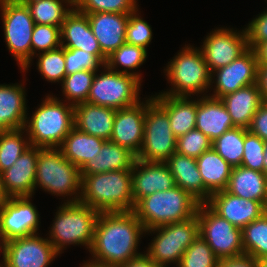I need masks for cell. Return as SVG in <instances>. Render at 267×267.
Masks as SVG:
<instances>
[{"mask_svg":"<svg viewBox=\"0 0 267 267\" xmlns=\"http://www.w3.org/2000/svg\"><path fill=\"white\" fill-rule=\"evenodd\" d=\"M145 234L144 226L133 211L101 212L94 230L93 244L89 250L93 264L119 267L139 257V242Z\"/></svg>","mask_w":267,"mask_h":267,"instance_id":"6da1fadb","label":"cell"},{"mask_svg":"<svg viewBox=\"0 0 267 267\" xmlns=\"http://www.w3.org/2000/svg\"><path fill=\"white\" fill-rule=\"evenodd\" d=\"M80 202L101 212L133 211L131 170L80 174Z\"/></svg>","mask_w":267,"mask_h":267,"instance_id":"7a4b0ae2","label":"cell"},{"mask_svg":"<svg viewBox=\"0 0 267 267\" xmlns=\"http://www.w3.org/2000/svg\"><path fill=\"white\" fill-rule=\"evenodd\" d=\"M59 98L48 94L31 118L27 116L24 128L30 146L59 148L74 128V106Z\"/></svg>","mask_w":267,"mask_h":267,"instance_id":"3957f363","label":"cell"},{"mask_svg":"<svg viewBox=\"0 0 267 267\" xmlns=\"http://www.w3.org/2000/svg\"><path fill=\"white\" fill-rule=\"evenodd\" d=\"M180 51V52H179ZM164 68L170 89L161 93L173 97L206 96L211 86V72L202 50L185 44ZM208 90V91H207ZM205 92V93H204ZM201 94V95H200ZM193 95V96H192Z\"/></svg>","mask_w":267,"mask_h":267,"instance_id":"277c9868","label":"cell"},{"mask_svg":"<svg viewBox=\"0 0 267 267\" xmlns=\"http://www.w3.org/2000/svg\"><path fill=\"white\" fill-rule=\"evenodd\" d=\"M199 204L188 192L174 186L141 198L133 212L147 230L188 220L196 215Z\"/></svg>","mask_w":267,"mask_h":267,"instance_id":"5b68a950","label":"cell"},{"mask_svg":"<svg viewBox=\"0 0 267 267\" xmlns=\"http://www.w3.org/2000/svg\"><path fill=\"white\" fill-rule=\"evenodd\" d=\"M81 183L80 169L63 156L59 148L40 149L37 158L34 192L40 187L45 192L56 195V197L63 196L65 199L67 196L64 203L79 202Z\"/></svg>","mask_w":267,"mask_h":267,"instance_id":"8992f818","label":"cell"},{"mask_svg":"<svg viewBox=\"0 0 267 267\" xmlns=\"http://www.w3.org/2000/svg\"><path fill=\"white\" fill-rule=\"evenodd\" d=\"M48 240L60 255L69 245H82L90 250L99 212L79 202L60 204L55 213Z\"/></svg>","mask_w":267,"mask_h":267,"instance_id":"52a82bcc","label":"cell"},{"mask_svg":"<svg viewBox=\"0 0 267 267\" xmlns=\"http://www.w3.org/2000/svg\"><path fill=\"white\" fill-rule=\"evenodd\" d=\"M149 233L156 236L144 253L161 267H169L172 263L177 267L185 250L199 236L197 214L182 222L145 230L146 235Z\"/></svg>","mask_w":267,"mask_h":267,"instance_id":"ba28073f","label":"cell"},{"mask_svg":"<svg viewBox=\"0 0 267 267\" xmlns=\"http://www.w3.org/2000/svg\"><path fill=\"white\" fill-rule=\"evenodd\" d=\"M4 40L21 72L31 67V41L35 22L22 0H0Z\"/></svg>","mask_w":267,"mask_h":267,"instance_id":"9c48e42d","label":"cell"},{"mask_svg":"<svg viewBox=\"0 0 267 267\" xmlns=\"http://www.w3.org/2000/svg\"><path fill=\"white\" fill-rule=\"evenodd\" d=\"M100 71V74L96 71L88 103L119 110L142 100L140 79L131 74L113 71L106 65Z\"/></svg>","mask_w":267,"mask_h":267,"instance_id":"30bf717a","label":"cell"},{"mask_svg":"<svg viewBox=\"0 0 267 267\" xmlns=\"http://www.w3.org/2000/svg\"><path fill=\"white\" fill-rule=\"evenodd\" d=\"M176 142L166 111L149 96L145 100L144 137L137 159L166 162L176 152Z\"/></svg>","mask_w":267,"mask_h":267,"instance_id":"8fae6325","label":"cell"},{"mask_svg":"<svg viewBox=\"0 0 267 267\" xmlns=\"http://www.w3.org/2000/svg\"><path fill=\"white\" fill-rule=\"evenodd\" d=\"M199 235L208 243L219 259L244 254L242 229L218 215L207 203L197 209Z\"/></svg>","mask_w":267,"mask_h":267,"instance_id":"7c38bea8","label":"cell"},{"mask_svg":"<svg viewBox=\"0 0 267 267\" xmlns=\"http://www.w3.org/2000/svg\"><path fill=\"white\" fill-rule=\"evenodd\" d=\"M258 56L256 50L248 48L229 65L211 72L212 94L214 98H221L238 89L257 83Z\"/></svg>","mask_w":267,"mask_h":267,"instance_id":"4fadbf2b","label":"cell"},{"mask_svg":"<svg viewBox=\"0 0 267 267\" xmlns=\"http://www.w3.org/2000/svg\"><path fill=\"white\" fill-rule=\"evenodd\" d=\"M200 47L210 72L229 65L249 48L245 28L230 27L213 29Z\"/></svg>","mask_w":267,"mask_h":267,"instance_id":"5bb4252c","label":"cell"},{"mask_svg":"<svg viewBox=\"0 0 267 267\" xmlns=\"http://www.w3.org/2000/svg\"><path fill=\"white\" fill-rule=\"evenodd\" d=\"M30 197H13L0 207V232L6 241L37 234L40 215Z\"/></svg>","mask_w":267,"mask_h":267,"instance_id":"9a60e30c","label":"cell"},{"mask_svg":"<svg viewBox=\"0 0 267 267\" xmlns=\"http://www.w3.org/2000/svg\"><path fill=\"white\" fill-rule=\"evenodd\" d=\"M7 267H48L58 257L52 243L38 233L7 241Z\"/></svg>","mask_w":267,"mask_h":267,"instance_id":"2e32d148","label":"cell"},{"mask_svg":"<svg viewBox=\"0 0 267 267\" xmlns=\"http://www.w3.org/2000/svg\"><path fill=\"white\" fill-rule=\"evenodd\" d=\"M207 204L218 215L241 229L267 211L261 202L240 198L225 190L211 194Z\"/></svg>","mask_w":267,"mask_h":267,"instance_id":"e0dca14e","label":"cell"},{"mask_svg":"<svg viewBox=\"0 0 267 267\" xmlns=\"http://www.w3.org/2000/svg\"><path fill=\"white\" fill-rule=\"evenodd\" d=\"M145 100L116 110L110 141L129 149L136 156L144 137Z\"/></svg>","mask_w":267,"mask_h":267,"instance_id":"ac0fdd59","label":"cell"},{"mask_svg":"<svg viewBox=\"0 0 267 267\" xmlns=\"http://www.w3.org/2000/svg\"><path fill=\"white\" fill-rule=\"evenodd\" d=\"M131 172L134 205L141 198L176 186L171 170L165 162H144L137 159Z\"/></svg>","mask_w":267,"mask_h":267,"instance_id":"d6986e66","label":"cell"},{"mask_svg":"<svg viewBox=\"0 0 267 267\" xmlns=\"http://www.w3.org/2000/svg\"><path fill=\"white\" fill-rule=\"evenodd\" d=\"M40 147H28L13 165L2 172L5 190L10 198L34 196L37 158Z\"/></svg>","mask_w":267,"mask_h":267,"instance_id":"ffe728a7","label":"cell"},{"mask_svg":"<svg viewBox=\"0 0 267 267\" xmlns=\"http://www.w3.org/2000/svg\"><path fill=\"white\" fill-rule=\"evenodd\" d=\"M87 15L92 33L102 53L109 57L126 42V26L130 13L95 12Z\"/></svg>","mask_w":267,"mask_h":267,"instance_id":"44dd1931","label":"cell"},{"mask_svg":"<svg viewBox=\"0 0 267 267\" xmlns=\"http://www.w3.org/2000/svg\"><path fill=\"white\" fill-rule=\"evenodd\" d=\"M61 46L68 49H81L93 54L103 65L107 57L102 53L99 43L92 33L86 14L75 7L66 16L61 26Z\"/></svg>","mask_w":267,"mask_h":267,"instance_id":"7402d4cb","label":"cell"},{"mask_svg":"<svg viewBox=\"0 0 267 267\" xmlns=\"http://www.w3.org/2000/svg\"><path fill=\"white\" fill-rule=\"evenodd\" d=\"M24 83L0 84V132L25 127L28 102Z\"/></svg>","mask_w":267,"mask_h":267,"instance_id":"603a6c76","label":"cell"},{"mask_svg":"<svg viewBox=\"0 0 267 267\" xmlns=\"http://www.w3.org/2000/svg\"><path fill=\"white\" fill-rule=\"evenodd\" d=\"M195 128L202 131L213 142L235 126L221 99L206 95L197 97Z\"/></svg>","mask_w":267,"mask_h":267,"instance_id":"cb8c5ba5","label":"cell"},{"mask_svg":"<svg viewBox=\"0 0 267 267\" xmlns=\"http://www.w3.org/2000/svg\"><path fill=\"white\" fill-rule=\"evenodd\" d=\"M116 110L88 102L74 106V127L91 136L110 140Z\"/></svg>","mask_w":267,"mask_h":267,"instance_id":"d4e9b609","label":"cell"},{"mask_svg":"<svg viewBox=\"0 0 267 267\" xmlns=\"http://www.w3.org/2000/svg\"><path fill=\"white\" fill-rule=\"evenodd\" d=\"M165 163L171 170L176 186L188 192L200 204L208 202L212 193L204 186L196 158L175 152Z\"/></svg>","mask_w":267,"mask_h":267,"instance_id":"484cf974","label":"cell"},{"mask_svg":"<svg viewBox=\"0 0 267 267\" xmlns=\"http://www.w3.org/2000/svg\"><path fill=\"white\" fill-rule=\"evenodd\" d=\"M235 127L248 129L254 114L263 103L258 84L244 86L220 98Z\"/></svg>","mask_w":267,"mask_h":267,"instance_id":"4316f807","label":"cell"},{"mask_svg":"<svg viewBox=\"0 0 267 267\" xmlns=\"http://www.w3.org/2000/svg\"><path fill=\"white\" fill-rule=\"evenodd\" d=\"M153 99L166 111L176 138L196 127L197 100L192 97H173L155 94Z\"/></svg>","mask_w":267,"mask_h":267,"instance_id":"83f0119b","label":"cell"},{"mask_svg":"<svg viewBox=\"0 0 267 267\" xmlns=\"http://www.w3.org/2000/svg\"><path fill=\"white\" fill-rule=\"evenodd\" d=\"M240 198L261 202L267 209V175L243 166L232 168L225 189Z\"/></svg>","mask_w":267,"mask_h":267,"instance_id":"f1b7e54d","label":"cell"},{"mask_svg":"<svg viewBox=\"0 0 267 267\" xmlns=\"http://www.w3.org/2000/svg\"><path fill=\"white\" fill-rule=\"evenodd\" d=\"M137 156L124 147L106 140L99 154L89 160L81 169L80 174H97L114 170H132Z\"/></svg>","mask_w":267,"mask_h":267,"instance_id":"f546056e","label":"cell"},{"mask_svg":"<svg viewBox=\"0 0 267 267\" xmlns=\"http://www.w3.org/2000/svg\"><path fill=\"white\" fill-rule=\"evenodd\" d=\"M106 140L91 136L75 127L65 137L59 149L69 161L81 169L89 160L94 159Z\"/></svg>","mask_w":267,"mask_h":267,"instance_id":"4dcf8cb0","label":"cell"},{"mask_svg":"<svg viewBox=\"0 0 267 267\" xmlns=\"http://www.w3.org/2000/svg\"><path fill=\"white\" fill-rule=\"evenodd\" d=\"M196 163L204 186L212 194L226 189L233 167L213 148L202 153Z\"/></svg>","mask_w":267,"mask_h":267,"instance_id":"1f68e13d","label":"cell"},{"mask_svg":"<svg viewBox=\"0 0 267 267\" xmlns=\"http://www.w3.org/2000/svg\"><path fill=\"white\" fill-rule=\"evenodd\" d=\"M29 8L35 24L61 27L74 9L73 0H22ZM70 7V8H69Z\"/></svg>","mask_w":267,"mask_h":267,"instance_id":"d6a6232c","label":"cell"},{"mask_svg":"<svg viewBox=\"0 0 267 267\" xmlns=\"http://www.w3.org/2000/svg\"><path fill=\"white\" fill-rule=\"evenodd\" d=\"M148 53L140 46L124 43L109 57H107L106 66L116 72L131 74L143 81L142 74L134 69H138L145 63ZM123 67V69H121ZM121 69V70H119Z\"/></svg>","mask_w":267,"mask_h":267,"instance_id":"836d02e7","label":"cell"},{"mask_svg":"<svg viewBox=\"0 0 267 267\" xmlns=\"http://www.w3.org/2000/svg\"><path fill=\"white\" fill-rule=\"evenodd\" d=\"M248 129L235 127L212 142V148L233 168L241 166L244 152V135Z\"/></svg>","mask_w":267,"mask_h":267,"instance_id":"e575fe53","label":"cell"},{"mask_svg":"<svg viewBox=\"0 0 267 267\" xmlns=\"http://www.w3.org/2000/svg\"><path fill=\"white\" fill-rule=\"evenodd\" d=\"M28 147L30 143L25 128L1 131L0 173L10 168Z\"/></svg>","mask_w":267,"mask_h":267,"instance_id":"d590c367","label":"cell"},{"mask_svg":"<svg viewBox=\"0 0 267 267\" xmlns=\"http://www.w3.org/2000/svg\"><path fill=\"white\" fill-rule=\"evenodd\" d=\"M244 254L256 260L267 257V211L242 229Z\"/></svg>","mask_w":267,"mask_h":267,"instance_id":"8d00e7d4","label":"cell"},{"mask_svg":"<svg viewBox=\"0 0 267 267\" xmlns=\"http://www.w3.org/2000/svg\"><path fill=\"white\" fill-rule=\"evenodd\" d=\"M95 74L96 71L82 70L65 76L61 83L62 101L73 106L87 102Z\"/></svg>","mask_w":267,"mask_h":267,"instance_id":"74e56055","label":"cell"},{"mask_svg":"<svg viewBox=\"0 0 267 267\" xmlns=\"http://www.w3.org/2000/svg\"><path fill=\"white\" fill-rule=\"evenodd\" d=\"M37 69L41 76L51 83H62L66 76V63L64 57V47L36 54Z\"/></svg>","mask_w":267,"mask_h":267,"instance_id":"f35d334b","label":"cell"},{"mask_svg":"<svg viewBox=\"0 0 267 267\" xmlns=\"http://www.w3.org/2000/svg\"><path fill=\"white\" fill-rule=\"evenodd\" d=\"M219 260L199 235L185 250L177 267H217Z\"/></svg>","mask_w":267,"mask_h":267,"instance_id":"ab89813d","label":"cell"},{"mask_svg":"<svg viewBox=\"0 0 267 267\" xmlns=\"http://www.w3.org/2000/svg\"><path fill=\"white\" fill-rule=\"evenodd\" d=\"M138 0H75V8L81 13L110 12L133 13Z\"/></svg>","mask_w":267,"mask_h":267,"instance_id":"60d3db41","label":"cell"},{"mask_svg":"<svg viewBox=\"0 0 267 267\" xmlns=\"http://www.w3.org/2000/svg\"><path fill=\"white\" fill-rule=\"evenodd\" d=\"M59 47H61V27L35 24L31 41V62L36 54Z\"/></svg>","mask_w":267,"mask_h":267,"instance_id":"b9f144b4","label":"cell"},{"mask_svg":"<svg viewBox=\"0 0 267 267\" xmlns=\"http://www.w3.org/2000/svg\"><path fill=\"white\" fill-rule=\"evenodd\" d=\"M211 148L212 141L196 128L177 138L176 142L177 153L196 159Z\"/></svg>","mask_w":267,"mask_h":267,"instance_id":"7bdbcfd3","label":"cell"},{"mask_svg":"<svg viewBox=\"0 0 267 267\" xmlns=\"http://www.w3.org/2000/svg\"><path fill=\"white\" fill-rule=\"evenodd\" d=\"M139 14V9L129 14L126 26V43L140 46L147 50L153 38V32L151 25Z\"/></svg>","mask_w":267,"mask_h":267,"instance_id":"ee69618b","label":"cell"},{"mask_svg":"<svg viewBox=\"0 0 267 267\" xmlns=\"http://www.w3.org/2000/svg\"><path fill=\"white\" fill-rule=\"evenodd\" d=\"M244 152L241 166L263 173L265 141L249 130L244 135Z\"/></svg>","mask_w":267,"mask_h":267,"instance_id":"f6af8a7d","label":"cell"},{"mask_svg":"<svg viewBox=\"0 0 267 267\" xmlns=\"http://www.w3.org/2000/svg\"><path fill=\"white\" fill-rule=\"evenodd\" d=\"M66 76L82 70L99 71L104 66L93 54L81 49L64 48Z\"/></svg>","mask_w":267,"mask_h":267,"instance_id":"bcb514c9","label":"cell"},{"mask_svg":"<svg viewBox=\"0 0 267 267\" xmlns=\"http://www.w3.org/2000/svg\"><path fill=\"white\" fill-rule=\"evenodd\" d=\"M256 16L246 25L247 27H244L247 34L248 47L254 50L262 43L267 42V9Z\"/></svg>","mask_w":267,"mask_h":267,"instance_id":"7dc6e473","label":"cell"},{"mask_svg":"<svg viewBox=\"0 0 267 267\" xmlns=\"http://www.w3.org/2000/svg\"><path fill=\"white\" fill-rule=\"evenodd\" d=\"M248 130L267 141V102H263L254 114Z\"/></svg>","mask_w":267,"mask_h":267,"instance_id":"c3c4849f","label":"cell"},{"mask_svg":"<svg viewBox=\"0 0 267 267\" xmlns=\"http://www.w3.org/2000/svg\"><path fill=\"white\" fill-rule=\"evenodd\" d=\"M217 267H258V260L250 255L220 259Z\"/></svg>","mask_w":267,"mask_h":267,"instance_id":"681fc988","label":"cell"},{"mask_svg":"<svg viewBox=\"0 0 267 267\" xmlns=\"http://www.w3.org/2000/svg\"><path fill=\"white\" fill-rule=\"evenodd\" d=\"M257 84L263 102H267V65H258Z\"/></svg>","mask_w":267,"mask_h":267,"instance_id":"f907efd6","label":"cell"},{"mask_svg":"<svg viewBox=\"0 0 267 267\" xmlns=\"http://www.w3.org/2000/svg\"><path fill=\"white\" fill-rule=\"evenodd\" d=\"M119 267H161L151 260L145 253Z\"/></svg>","mask_w":267,"mask_h":267,"instance_id":"816d5d0a","label":"cell"},{"mask_svg":"<svg viewBox=\"0 0 267 267\" xmlns=\"http://www.w3.org/2000/svg\"><path fill=\"white\" fill-rule=\"evenodd\" d=\"M258 65H267V42L262 43L257 49Z\"/></svg>","mask_w":267,"mask_h":267,"instance_id":"f5cc1de1","label":"cell"},{"mask_svg":"<svg viewBox=\"0 0 267 267\" xmlns=\"http://www.w3.org/2000/svg\"><path fill=\"white\" fill-rule=\"evenodd\" d=\"M10 199L8 193L5 190L3 183L2 173H0V207Z\"/></svg>","mask_w":267,"mask_h":267,"instance_id":"db71d44e","label":"cell"},{"mask_svg":"<svg viewBox=\"0 0 267 267\" xmlns=\"http://www.w3.org/2000/svg\"><path fill=\"white\" fill-rule=\"evenodd\" d=\"M6 243L7 241L4 238V235L0 232V253H2V261L0 262V264L5 263Z\"/></svg>","mask_w":267,"mask_h":267,"instance_id":"11a10c76","label":"cell"},{"mask_svg":"<svg viewBox=\"0 0 267 267\" xmlns=\"http://www.w3.org/2000/svg\"><path fill=\"white\" fill-rule=\"evenodd\" d=\"M264 160H263V173L267 175V141L265 142L264 148Z\"/></svg>","mask_w":267,"mask_h":267,"instance_id":"9f6ffc18","label":"cell"},{"mask_svg":"<svg viewBox=\"0 0 267 267\" xmlns=\"http://www.w3.org/2000/svg\"><path fill=\"white\" fill-rule=\"evenodd\" d=\"M258 267H267V257L258 260Z\"/></svg>","mask_w":267,"mask_h":267,"instance_id":"6f0895ef","label":"cell"},{"mask_svg":"<svg viewBox=\"0 0 267 267\" xmlns=\"http://www.w3.org/2000/svg\"><path fill=\"white\" fill-rule=\"evenodd\" d=\"M87 267H107V266H101V265L93 264V263L87 261Z\"/></svg>","mask_w":267,"mask_h":267,"instance_id":"680465c9","label":"cell"},{"mask_svg":"<svg viewBox=\"0 0 267 267\" xmlns=\"http://www.w3.org/2000/svg\"><path fill=\"white\" fill-rule=\"evenodd\" d=\"M80 267H87V261H85L84 263H82V265Z\"/></svg>","mask_w":267,"mask_h":267,"instance_id":"91938a15","label":"cell"},{"mask_svg":"<svg viewBox=\"0 0 267 267\" xmlns=\"http://www.w3.org/2000/svg\"><path fill=\"white\" fill-rule=\"evenodd\" d=\"M0 267H7L5 264H0Z\"/></svg>","mask_w":267,"mask_h":267,"instance_id":"94428289","label":"cell"}]
</instances>
